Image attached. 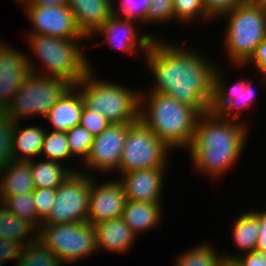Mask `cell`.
<instances>
[{"label":"cell","mask_w":266,"mask_h":266,"mask_svg":"<svg viewBox=\"0 0 266 266\" xmlns=\"http://www.w3.org/2000/svg\"><path fill=\"white\" fill-rule=\"evenodd\" d=\"M155 38L142 57L153 83L150 92H159L195 108L201 115L210 112L214 98L215 72L219 65L199 50ZM189 47V48H188ZM201 53V54H200ZM214 62V63H213Z\"/></svg>","instance_id":"cell-1"},{"label":"cell","mask_w":266,"mask_h":266,"mask_svg":"<svg viewBox=\"0 0 266 266\" xmlns=\"http://www.w3.org/2000/svg\"><path fill=\"white\" fill-rule=\"evenodd\" d=\"M250 127L242 120L224 119L211 112L202 114L186 149L193 169L214 181L221 180L244 153Z\"/></svg>","instance_id":"cell-2"},{"label":"cell","mask_w":266,"mask_h":266,"mask_svg":"<svg viewBox=\"0 0 266 266\" xmlns=\"http://www.w3.org/2000/svg\"><path fill=\"white\" fill-rule=\"evenodd\" d=\"M200 116L195 108L169 95L146 89L140 92L139 120L172 150L190 146Z\"/></svg>","instance_id":"cell-3"},{"label":"cell","mask_w":266,"mask_h":266,"mask_svg":"<svg viewBox=\"0 0 266 266\" xmlns=\"http://www.w3.org/2000/svg\"><path fill=\"white\" fill-rule=\"evenodd\" d=\"M83 40L87 41L88 39L27 35L26 43L29 44L36 59V61L32 60L27 54L30 72L65 79L74 86L91 70L95 72V68L87 56L86 47L84 48L80 43Z\"/></svg>","instance_id":"cell-4"},{"label":"cell","mask_w":266,"mask_h":266,"mask_svg":"<svg viewBox=\"0 0 266 266\" xmlns=\"http://www.w3.org/2000/svg\"><path fill=\"white\" fill-rule=\"evenodd\" d=\"M74 87L80 92L84 106L100 113L110 123L139 120L141 90L98 78L92 70Z\"/></svg>","instance_id":"cell-5"},{"label":"cell","mask_w":266,"mask_h":266,"mask_svg":"<svg viewBox=\"0 0 266 266\" xmlns=\"http://www.w3.org/2000/svg\"><path fill=\"white\" fill-rule=\"evenodd\" d=\"M219 19L226 20L222 45L228 65L243 66L266 38V9L256 0H246Z\"/></svg>","instance_id":"cell-6"},{"label":"cell","mask_w":266,"mask_h":266,"mask_svg":"<svg viewBox=\"0 0 266 266\" xmlns=\"http://www.w3.org/2000/svg\"><path fill=\"white\" fill-rule=\"evenodd\" d=\"M73 85L65 79L30 72L6 113L22 123L29 117L46 118L49 110Z\"/></svg>","instance_id":"cell-7"},{"label":"cell","mask_w":266,"mask_h":266,"mask_svg":"<svg viewBox=\"0 0 266 266\" xmlns=\"http://www.w3.org/2000/svg\"><path fill=\"white\" fill-rule=\"evenodd\" d=\"M37 239L65 266L75 265L98 252L96 230L89 222L41 225Z\"/></svg>","instance_id":"cell-8"},{"label":"cell","mask_w":266,"mask_h":266,"mask_svg":"<svg viewBox=\"0 0 266 266\" xmlns=\"http://www.w3.org/2000/svg\"><path fill=\"white\" fill-rule=\"evenodd\" d=\"M173 150L140 120L128 128L118 171L122 174L150 168H167Z\"/></svg>","instance_id":"cell-9"},{"label":"cell","mask_w":266,"mask_h":266,"mask_svg":"<svg viewBox=\"0 0 266 266\" xmlns=\"http://www.w3.org/2000/svg\"><path fill=\"white\" fill-rule=\"evenodd\" d=\"M93 177L81 171L72 172L56 189V200L41 225L87 222Z\"/></svg>","instance_id":"cell-10"},{"label":"cell","mask_w":266,"mask_h":266,"mask_svg":"<svg viewBox=\"0 0 266 266\" xmlns=\"http://www.w3.org/2000/svg\"><path fill=\"white\" fill-rule=\"evenodd\" d=\"M221 63L216 68L214 98L210 107V112L219 115L224 119L242 120L249 124V119H240L241 114L253 109V103L257 101V92L255 91L252 79L243 76L236 83L229 84L228 74L225 73L224 66ZM226 74V75H224ZM243 79V80H242ZM251 108V109H250Z\"/></svg>","instance_id":"cell-11"},{"label":"cell","mask_w":266,"mask_h":266,"mask_svg":"<svg viewBox=\"0 0 266 266\" xmlns=\"http://www.w3.org/2000/svg\"><path fill=\"white\" fill-rule=\"evenodd\" d=\"M132 124L111 123L101 134L95 136L89 155L79 171L92 176L94 171L113 176L119 169L128 128Z\"/></svg>","instance_id":"cell-12"},{"label":"cell","mask_w":266,"mask_h":266,"mask_svg":"<svg viewBox=\"0 0 266 266\" xmlns=\"http://www.w3.org/2000/svg\"><path fill=\"white\" fill-rule=\"evenodd\" d=\"M31 30L26 35H48L64 39H88L77 27L74 14L63 5H21Z\"/></svg>","instance_id":"cell-13"},{"label":"cell","mask_w":266,"mask_h":266,"mask_svg":"<svg viewBox=\"0 0 266 266\" xmlns=\"http://www.w3.org/2000/svg\"><path fill=\"white\" fill-rule=\"evenodd\" d=\"M141 25L136 21L125 20L122 18L114 17L113 15L108 18L103 26L90 38L93 40L95 36L104 38V41L95 43V47H102L104 44H108L110 48L119 50L122 55H134L143 54V57L148 52L152 41L158 37L157 34H151L140 30ZM93 38V39H92ZM139 52V53H138Z\"/></svg>","instance_id":"cell-14"},{"label":"cell","mask_w":266,"mask_h":266,"mask_svg":"<svg viewBox=\"0 0 266 266\" xmlns=\"http://www.w3.org/2000/svg\"><path fill=\"white\" fill-rule=\"evenodd\" d=\"M91 180L87 222L93 226L114 218L122 217L127 198L122 183L115 178Z\"/></svg>","instance_id":"cell-15"},{"label":"cell","mask_w":266,"mask_h":266,"mask_svg":"<svg viewBox=\"0 0 266 266\" xmlns=\"http://www.w3.org/2000/svg\"><path fill=\"white\" fill-rule=\"evenodd\" d=\"M0 40V112L11 106L25 77L30 73L27 53Z\"/></svg>","instance_id":"cell-16"},{"label":"cell","mask_w":266,"mask_h":266,"mask_svg":"<svg viewBox=\"0 0 266 266\" xmlns=\"http://www.w3.org/2000/svg\"><path fill=\"white\" fill-rule=\"evenodd\" d=\"M169 169L150 168L122 174L118 180L122 183L127 200L162 203L164 179Z\"/></svg>","instance_id":"cell-17"},{"label":"cell","mask_w":266,"mask_h":266,"mask_svg":"<svg viewBox=\"0 0 266 266\" xmlns=\"http://www.w3.org/2000/svg\"><path fill=\"white\" fill-rule=\"evenodd\" d=\"M94 228L98 252L106 250L114 254H126L134 248L138 238L122 217L102 221Z\"/></svg>","instance_id":"cell-18"},{"label":"cell","mask_w":266,"mask_h":266,"mask_svg":"<svg viewBox=\"0 0 266 266\" xmlns=\"http://www.w3.org/2000/svg\"><path fill=\"white\" fill-rule=\"evenodd\" d=\"M81 33L90 38L112 16V0H68Z\"/></svg>","instance_id":"cell-19"},{"label":"cell","mask_w":266,"mask_h":266,"mask_svg":"<svg viewBox=\"0 0 266 266\" xmlns=\"http://www.w3.org/2000/svg\"><path fill=\"white\" fill-rule=\"evenodd\" d=\"M84 102L80 92L72 86L49 110L46 120L49 130L67 132L80 124ZM52 127V128H49Z\"/></svg>","instance_id":"cell-20"},{"label":"cell","mask_w":266,"mask_h":266,"mask_svg":"<svg viewBox=\"0 0 266 266\" xmlns=\"http://www.w3.org/2000/svg\"><path fill=\"white\" fill-rule=\"evenodd\" d=\"M15 122L12 134L13 160L29 161L40 157L46 127Z\"/></svg>","instance_id":"cell-21"},{"label":"cell","mask_w":266,"mask_h":266,"mask_svg":"<svg viewBox=\"0 0 266 266\" xmlns=\"http://www.w3.org/2000/svg\"><path fill=\"white\" fill-rule=\"evenodd\" d=\"M29 161L10 160L0 169V203L7 197L33 192Z\"/></svg>","instance_id":"cell-22"},{"label":"cell","mask_w":266,"mask_h":266,"mask_svg":"<svg viewBox=\"0 0 266 266\" xmlns=\"http://www.w3.org/2000/svg\"><path fill=\"white\" fill-rule=\"evenodd\" d=\"M163 204L127 200L122 218L138 237L140 233L155 230L163 219Z\"/></svg>","instance_id":"cell-23"},{"label":"cell","mask_w":266,"mask_h":266,"mask_svg":"<svg viewBox=\"0 0 266 266\" xmlns=\"http://www.w3.org/2000/svg\"><path fill=\"white\" fill-rule=\"evenodd\" d=\"M240 214L235 216L236 219L234 218L233 228H231V241L240 252L239 254L222 252L224 258L235 259L240 253L253 252L256 249L259 238L258 216L252 210H246Z\"/></svg>","instance_id":"cell-24"},{"label":"cell","mask_w":266,"mask_h":266,"mask_svg":"<svg viewBox=\"0 0 266 266\" xmlns=\"http://www.w3.org/2000/svg\"><path fill=\"white\" fill-rule=\"evenodd\" d=\"M29 164L35 188L57 189L72 172L80 170L77 165L73 168L55 161L43 158L41 160L40 157L37 160H29Z\"/></svg>","instance_id":"cell-25"},{"label":"cell","mask_w":266,"mask_h":266,"mask_svg":"<svg viewBox=\"0 0 266 266\" xmlns=\"http://www.w3.org/2000/svg\"><path fill=\"white\" fill-rule=\"evenodd\" d=\"M38 230L0 203V238L26 246L37 240Z\"/></svg>","instance_id":"cell-26"},{"label":"cell","mask_w":266,"mask_h":266,"mask_svg":"<svg viewBox=\"0 0 266 266\" xmlns=\"http://www.w3.org/2000/svg\"><path fill=\"white\" fill-rule=\"evenodd\" d=\"M223 258L212 242H200L177 255L174 266H220Z\"/></svg>","instance_id":"cell-27"},{"label":"cell","mask_w":266,"mask_h":266,"mask_svg":"<svg viewBox=\"0 0 266 266\" xmlns=\"http://www.w3.org/2000/svg\"><path fill=\"white\" fill-rule=\"evenodd\" d=\"M40 158L55 161L61 164L66 161L69 162L71 160H76L69 150L66 132L46 129Z\"/></svg>","instance_id":"cell-28"},{"label":"cell","mask_w":266,"mask_h":266,"mask_svg":"<svg viewBox=\"0 0 266 266\" xmlns=\"http://www.w3.org/2000/svg\"><path fill=\"white\" fill-rule=\"evenodd\" d=\"M65 264L38 239L23 247L16 266H64Z\"/></svg>","instance_id":"cell-29"},{"label":"cell","mask_w":266,"mask_h":266,"mask_svg":"<svg viewBox=\"0 0 266 266\" xmlns=\"http://www.w3.org/2000/svg\"><path fill=\"white\" fill-rule=\"evenodd\" d=\"M174 21L181 25L193 24L195 21L203 23H213L207 15L202 0H172ZM196 19V20H195ZM203 21V22H202ZM191 22V23H190Z\"/></svg>","instance_id":"cell-30"},{"label":"cell","mask_w":266,"mask_h":266,"mask_svg":"<svg viewBox=\"0 0 266 266\" xmlns=\"http://www.w3.org/2000/svg\"><path fill=\"white\" fill-rule=\"evenodd\" d=\"M1 204L20 219L32 224L37 230L40 228L42 222L37 218L32 192L7 197Z\"/></svg>","instance_id":"cell-31"},{"label":"cell","mask_w":266,"mask_h":266,"mask_svg":"<svg viewBox=\"0 0 266 266\" xmlns=\"http://www.w3.org/2000/svg\"><path fill=\"white\" fill-rule=\"evenodd\" d=\"M149 6L150 0H112V15L117 18L136 21L145 28Z\"/></svg>","instance_id":"cell-32"},{"label":"cell","mask_w":266,"mask_h":266,"mask_svg":"<svg viewBox=\"0 0 266 266\" xmlns=\"http://www.w3.org/2000/svg\"><path fill=\"white\" fill-rule=\"evenodd\" d=\"M66 136L71 155L82 164L89 155L94 136L80 125L68 130Z\"/></svg>","instance_id":"cell-33"},{"label":"cell","mask_w":266,"mask_h":266,"mask_svg":"<svg viewBox=\"0 0 266 266\" xmlns=\"http://www.w3.org/2000/svg\"><path fill=\"white\" fill-rule=\"evenodd\" d=\"M169 23H175L172 0H150L145 26H151V24L153 26L154 24L169 25Z\"/></svg>","instance_id":"cell-34"},{"label":"cell","mask_w":266,"mask_h":266,"mask_svg":"<svg viewBox=\"0 0 266 266\" xmlns=\"http://www.w3.org/2000/svg\"><path fill=\"white\" fill-rule=\"evenodd\" d=\"M15 122L6 112H0V169H2L12 157V134Z\"/></svg>","instance_id":"cell-35"},{"label":"cell","mask_w":266,"mask_h":266,"mask_svg":"<svg viewBox=\"0 0 266 266\" xmlns=\"http://www.w3.org/2000/svg\"><path fill=\"white\" fill-rule=\"evenodd\" d=\"M37 218L42 222L49 214L56 200V189L35 188L32 192Z\"/></svg>","instance_id":"cell-36"},{"label":"cell","mask_w":266,"mask_h":266,"mask_svg":"<svg viewBox=\"0 0 266 266\" xmlns=\"http://www.w3.org/2000/svg\"><path fill=\"white\" fill-rule=\"evenodd\" d=\"M110 124L103 115L84 106L79 125L86 128L94 137L101 134Z\"/></svg>","instance_id":"cell-37"},{"label":"cell","mask_w":266,"mask_h":266,"mask_svg":"<svg viewBox=\"0 0 266 266\" xmlns=\"http://www.w3.org/2000/svg\"><path fill=\"white\" fill-rule=\"evenodd\" d=\"M207 15L215 22L225 13L235 9L246 0H202Z\"/></svg>","instance_id":"cell-38"},{"label":"cell","mask_w":266,"mask_h":266,"mask_svg":"<svg viewBox=\"0 0 266 266\" xmlns=\"http://www.w3.org/2000/svg\"><path fill=\"white\" fill-rule=\"evenodd\" d=\"M251 66L254 67V69L257 72V74L255 75L257 77V75H261V81L265 82L266 85V38L255 48L254 53L252 54V56L250 57V59L243 65V66H231L234 67V69L237 67H246V66Z\"/></svg>","instance_id":"cell-39"},{"label":"cell","mask_w":266,"mask_h":266,"mask_svg":"<svg viewBox=\"0 0 266 266\" xmlns=\"http://www.w3.org/2000/svg\"><path fill=\"white\" fill-rule=\"evenodd\" d=\"M23 245L0 238V266L7 261H15V266L21 257Z\"/></svg>","instance_id":"cell-40"},{"label":"cell","mask_w":266,"mask_h":266,"mask_svg":"<svg viewBox=\"0 0 266 266\" xmlns=\"http://www.w3.org/2000/svg\"><path fill=\"white\" fill-rule=\"evenodd\" d=\"M235 259L241 266H266V253L258 249L240 254Z\"/></svg>","instance_id":"cell-41"},{"label":"cell","mask_w":266,"mask_h":266,"mask_svg":"<svg viewBox=\"0 0 266 266\" xmlns=\"http://www.w3.org/2000/svg\"><path fill=\"white\" fill-rule=\"evenodd\" d=\"M257 216L259 222V238L256 249L266 253V207L262 209H251Z\"/></svg>","instance_id":"cell-42"},{"label":"cell","mask_w":266,"mask_h":266,"mask_svg":"<svg viewBox=\"0 0 266 266\" xmlns=\"http://www.w3.org/2000/svg\"><path fill=\"white\" fill-rule=\"evenodd\" d=\"M68 0H24L20 5H63Z\"/></svg>","instance_id":"cell-43"},{"label":"cell","mask_w":266,"mask_h":266,"mask_svg":"<svg viewBox=\"0 0 266 266\" xmlns=\"http://www.w3.org/2000/svg\"><path fill=\"white\" fill-rule=\"evenodd\" d=\"M220 266H241L236 259L223 258Z\"/></svg>","instance_id":"cell-44"},{"label":"cell","mask_w":266,"mask_h":266,"mask_svg":"<svg viewBox=\"0 0 266 266\" xmlns=\"http://www.w3.org/2000/svg\"><path fill=\"white\" fill-rule=\"evenodd\" d=\"M256 1L266 9V0H256Z\"/></svg>","instance_id":"cell-45"},{"label":"cell","mask_w":266,"mask_h":266,"mask_svg":"<svg viewBox=\"0 0 266 266\" xmlns=\"http://www.w3.org/2000/svg\"><path fill=\"white\" fill-rule=\"evenodd\" d=\"M10 1H13V2H15L17 4H21L24 0H10Z\"/></svg>","instance_id":"cell-46"}]
</instances>
